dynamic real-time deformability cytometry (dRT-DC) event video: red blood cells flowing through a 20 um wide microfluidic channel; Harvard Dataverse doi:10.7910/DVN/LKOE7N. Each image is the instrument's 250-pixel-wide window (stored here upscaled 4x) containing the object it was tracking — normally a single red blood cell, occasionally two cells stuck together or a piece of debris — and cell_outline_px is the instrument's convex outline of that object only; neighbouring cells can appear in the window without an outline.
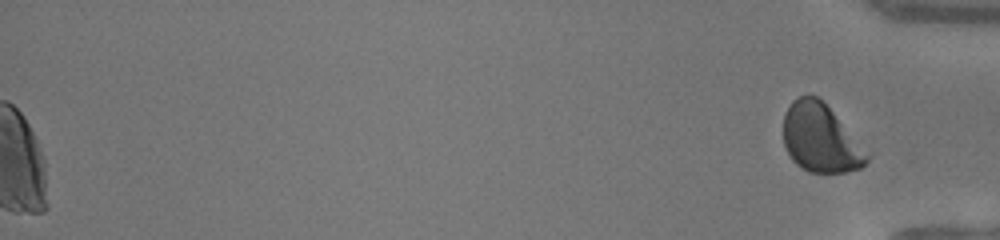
{"species": "human", "species_latin": "Homo sapiens", "temperature_condition": "warm", "stored_images_in_passage": 48, "segment_of_instrument_passage": [2, 2], "camera_frame_rate_fps": 3000, "um_per_image_px": 0.085, "donor": {"sex": "female"}, "frame": {"image": 1, "passage_image": 48, "time_ms": 15.667, "image_size_px": [1000, 240], "cell_outline_px": [[872, 156], [860, 168], [844, 172], [808, 172], [796, 164], [792, 160], [784, 144], [784, 116], [792, 100], [808, 92], [816, 96], [832, 112]], "centroid_in_image_um": [69.73, 11.76], "position_along_channel_um": 365.5, "area_um2": 32.95}}